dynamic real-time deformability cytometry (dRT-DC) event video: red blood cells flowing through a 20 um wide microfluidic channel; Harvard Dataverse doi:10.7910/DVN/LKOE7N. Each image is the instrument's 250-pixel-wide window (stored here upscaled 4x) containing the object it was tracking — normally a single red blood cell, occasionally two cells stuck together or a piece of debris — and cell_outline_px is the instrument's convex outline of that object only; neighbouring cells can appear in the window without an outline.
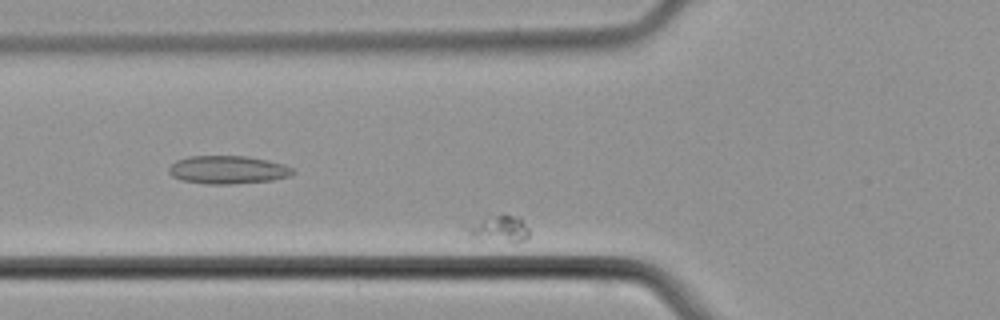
{"species": "common noctule bat (a hibernating species)", "species_latin": "Nyctalus noctula", "temperature_condition": "cold", "stored_images_in_passage": 48, "segment_of_instrument_passage": [1, 2], "camera_frame_rate_fps": 3000, "um_per_image_px": 0.085, "animal": {"sex": "male", "body_mass_g": 21.5, "forearm_length_mm": 52.0}, "frame": {"image": 1, "passage_image": 20, "time_ms": 6.333, "image_size_px": [1000, 320], "cell_outline_px": [[528, 240], [468, 240], [464, 224], [500, 212], [520, 216], [528, 228]], "centroid_in_image_um": [42.3, 19.39], "position_along_channel_um": 83.5, "area_um2": 10.29}}
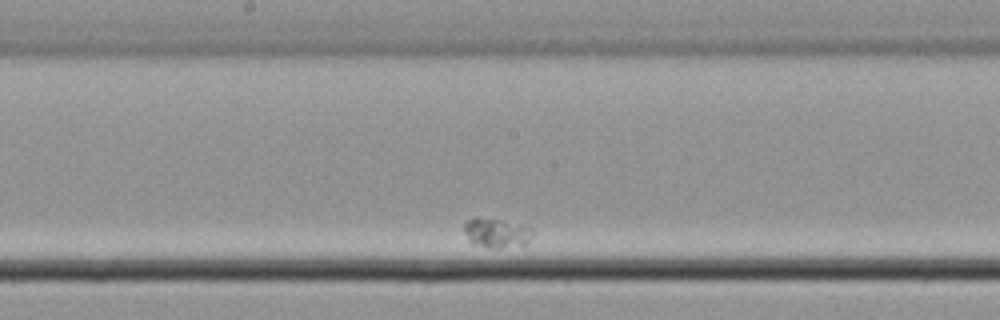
{"frame": {"image": 2, "passage_image": 32, "time_ms": 10.333, "image_size_px": [1000, 320], "cell_outline_px": [[532, 236], [524, 244], [500, 248], [488, 248], [472, 244], [464, 232], [464, 224], [468, 220], [476, 216], [520, 224], [532, 228]], "centroid_in_image_um": [42.16, 19.8], "position_along_channel_um": 206.0, "area_um2": 11.68}}
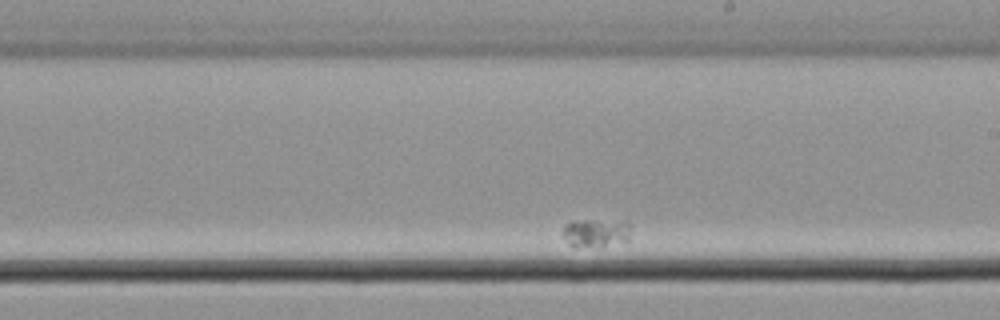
{"frame": {"image": 3, "passage_image": 35, "time_ms": 11.333, "image_size_px": [1000, 320], "cell_outline_px": [[628, 240], [600, 248], [572, 248], [568, 244], [564, 236], [564, 224], [572, 220], [588, 220], [628, 224]], "centroid_in_image_um": [50.53, 19.86], "position_along_channel_um": 238.5, "area_um2": 11.16}}